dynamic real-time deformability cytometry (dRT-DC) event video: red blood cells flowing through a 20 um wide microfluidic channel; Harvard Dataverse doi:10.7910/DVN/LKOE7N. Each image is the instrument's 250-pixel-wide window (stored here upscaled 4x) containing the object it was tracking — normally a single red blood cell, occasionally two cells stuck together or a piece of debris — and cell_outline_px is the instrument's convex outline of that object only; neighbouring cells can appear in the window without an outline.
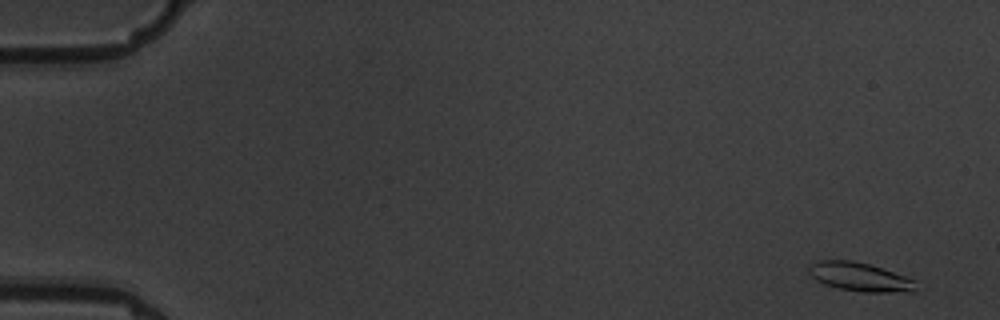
{"species": "common noctule bat (a hibernating species)", "species_latin": "Nyctalus noctula", "temperature_condition": "warm", "stored_images_in_passage": 5, "camera_frame_rate_fps": 3000, "um_per_image_px": 0.085, "animal": {"sex": "male", "body_mass_g": 19.5, "forearm_length_mm": 54.6}, "frame": {"image": 1, "passage_image": 1, "time_ms": 0.0, "image_size_px": [1000, 320], "cell_outline_px": [[916, 292], [860, 292], [840, 288], [824, 284], [816, 280], [808, 272], [808, 268], [812, 264], [820, 260], [848, 260], [868, 264], [916, 280]], "centroid_in_image_um": [73.1, 23.55], "position_along_channel_um": 11.9, "area_um2": 17.74}}